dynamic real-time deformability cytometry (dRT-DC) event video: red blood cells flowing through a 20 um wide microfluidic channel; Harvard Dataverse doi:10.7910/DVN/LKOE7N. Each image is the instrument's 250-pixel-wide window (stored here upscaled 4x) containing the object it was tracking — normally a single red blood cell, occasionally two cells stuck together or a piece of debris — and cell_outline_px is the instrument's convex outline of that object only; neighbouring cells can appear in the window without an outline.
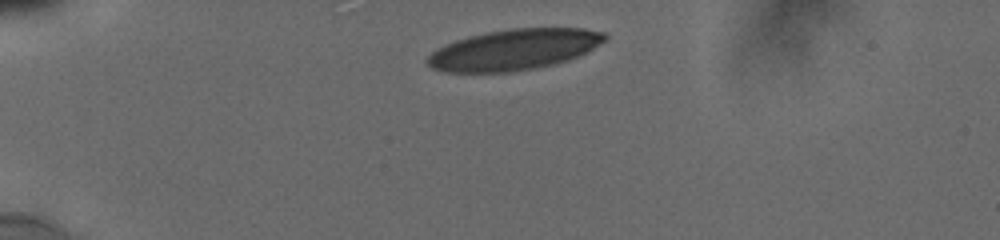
{"species": "human", "species_latin": "Homo sapiens", "temperature_condition": "cold", "stored_images_in_passage": 17, "camera_frame_rate_fps": 3000, "um_per_image_px": 0.085, "donor": {"sex": "male"}, "frame": {"image": 1, "passage_image": 1, "time_ms": 0.0, "image_size_px": [1000, 240], "cell_outline_px": [[608, 40], [568, 60], [552, 64], [532, 68], [508, 72], [444, 72], [432, 68], [424, 60], [436, 48], [456, 40], [468, 36], [484, 32], [512, 28], [584, 28], [604, 32], [608, 36]], "centroid_in_image_um": [43.67, 4.2], "position_along_channel_um": 41.3, "area_um2": 42.14}}
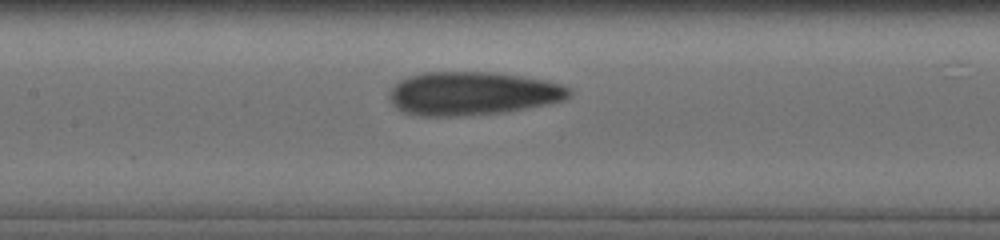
{"frame": {"image": 2, "passage_image": 13, "time_ms": 4.667, "image_size_px": [1000, 240], "cell_outline_px": [[572, 96], [564, 100], [548, 104], [504, 112], [456, 116], [420, 116], [404, 112], [396, 108], [392, 104], [392, 88], [400, 80], [408, 76], [424, 72], [492, 72], [524, 76], [544, 80], [560, 84], [568, 88], [572, 92]], "centroid_in_image_um": [40.19, 7.94], "position_along_channel_um": 167.2, "area_um2": 45.37}}
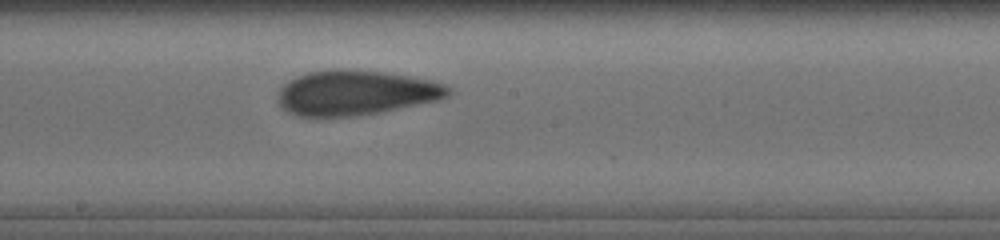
{"frame": {"image": 3, "passage_image": 17, "time_ms": 6.0, "image_size_px": [1000, 240], "cell_outline_px": [[452, 92], [448, 96], [440, 100], [380, 112], [352, 116], [300, 116], [288, 112], [276, 100], [276, 96], [280, 88], [288, 80], [296, 76], [308, 72], [340, 68], [384, 72], [432, 80], [444, 84], [452, 88]], "centroid_in_image_um": [30.24, 7.87], "position_along_channel_um": 218.0, "area_um2": 44.74}}